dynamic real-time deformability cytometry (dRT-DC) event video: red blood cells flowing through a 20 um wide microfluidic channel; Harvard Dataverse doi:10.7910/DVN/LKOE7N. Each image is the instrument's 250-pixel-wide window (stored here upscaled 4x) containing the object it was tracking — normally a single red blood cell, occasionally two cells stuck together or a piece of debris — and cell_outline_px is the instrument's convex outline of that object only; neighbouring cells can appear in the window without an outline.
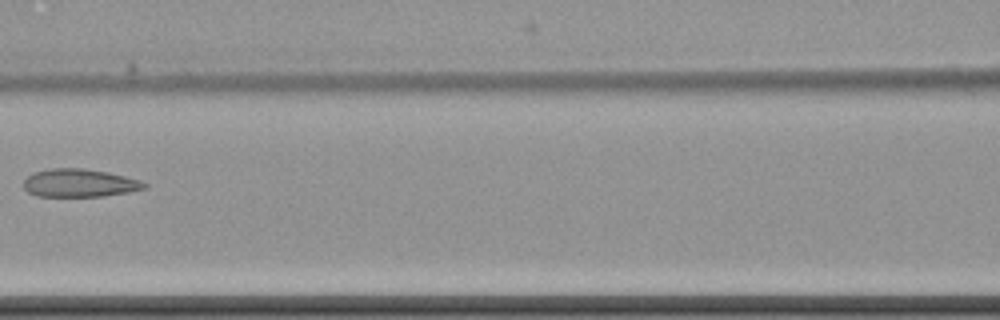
{"species": "common noctule bat (a hibernating species)", "species_latin": "Nyctalus noctula", "temperature_condition": "cold", "stored_images_in_passage": 7, "camera_frame_rate_fps": 3000, "um_per_image_px": 0.085, "animal": {"sex": "female", "body_mass_g": 22.7, "forearm_length_mm": 54.2}, "frame": {"image": 1, "passage_image": 7, "time_ms": 8.667, "image_size_px": [1000, 320], "cell_outline_px": [[148, 188], [128, 192], [104, 196], [36, 196], [28, 192], [24, 188], [24, 180], [32, 172], [52, 168], [84, 168], [108, 172], [140, 180], [148, 184]], "centroid_in_image_um": [6.76, 15.55], "position_along_channel_um": 159.8, "area_um2": 19.83}}